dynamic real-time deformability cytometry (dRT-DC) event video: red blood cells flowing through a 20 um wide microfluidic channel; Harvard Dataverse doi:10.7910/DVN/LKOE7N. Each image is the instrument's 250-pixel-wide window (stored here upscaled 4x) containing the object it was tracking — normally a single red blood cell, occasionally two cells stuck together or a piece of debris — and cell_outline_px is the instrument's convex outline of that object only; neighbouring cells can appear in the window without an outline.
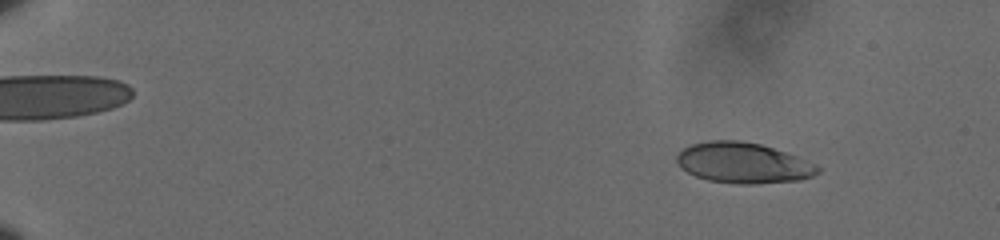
{"species": "human", "species_latin": "Homo sapiens", "temperature_condition": "cold", "stored_images_in_passage": 60, "camera_frame_rate_fps": 3000, "um_per_image_px": 0.085, "donor": {"sex": "male"}, "frame": {"image": 1, "passage_image": 8, "time_ms": 2.333, "image_size_px": [1000, 240], "cell_outline_px": [[820, 172], [812, 176], [800, 180], [752, 184], [740, 184], [708, 180], [696, 176], [680, 168], [676, 160], [676, 156], [684, 148], [692, 144], [708, 140], [740, 140], [760, 144], [796, 156], [816, 164], [820, 168]], "centroid_in_image_um": [63.16, 13.85], "position_along_channel_um": 21.8, "area_um2": 33.23}}
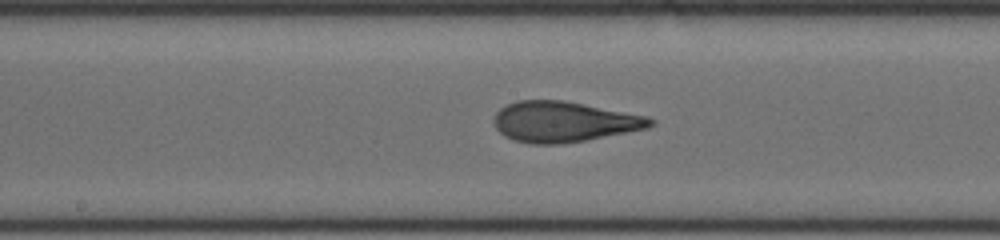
{"frame": {"image": 2, "passage_image": 35, "time_ms": 11.333, "image_size_px": [1000, 240], "cell_outline_px": [[656, 124], [648, 128], [584, 140], [560, 144], [532, 144], [516, 140], [504, 136], [496, 128], [496, 112], [500, 108], [516, 100], [560, 100], [648, 116], [656, 120]], "centroid_in_image_um": [47.95, 10.35], "position_along_channel_um": 200.3, "area_um2": 36.53}}
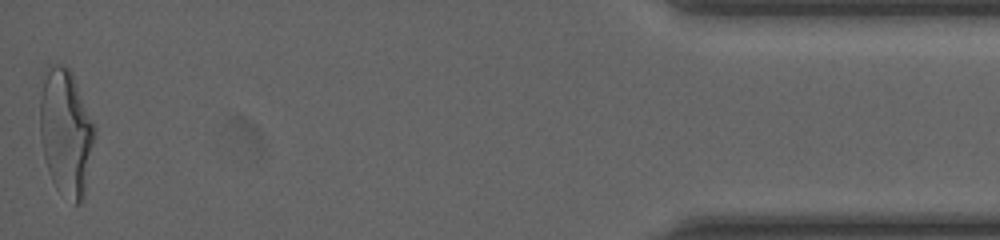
{"frame": {"image": 3, "passage_image": 60, "time_ms": 19.667, "image_size_px": [1000, 240], "cell_outline_px": [[96, 132], [84, 200], [80, 204], [76, 204], [56, 188], [48, 172], [44, 156], [40, 132], [40, 100], [44, 80], [48, 64], [60, 64], [68, 68], [72, 72], [96, 128]], "centroid_in_image_um": [5.62, 11.27], "position_along_channel_um": 429.6, "area_um2": 40.34}, "authors_computed_cell_mechanics": {"area_um2": 35.836, "velocity_mm_per_s": 3.6197, "shape_relaxation_time_tau1_ms": 6.5476, "shape_relaxation_time_tau2_ms": 1.0219, "deformation_change_tau1": 0.2272, "deformation_change_tau2": 0.0904}}